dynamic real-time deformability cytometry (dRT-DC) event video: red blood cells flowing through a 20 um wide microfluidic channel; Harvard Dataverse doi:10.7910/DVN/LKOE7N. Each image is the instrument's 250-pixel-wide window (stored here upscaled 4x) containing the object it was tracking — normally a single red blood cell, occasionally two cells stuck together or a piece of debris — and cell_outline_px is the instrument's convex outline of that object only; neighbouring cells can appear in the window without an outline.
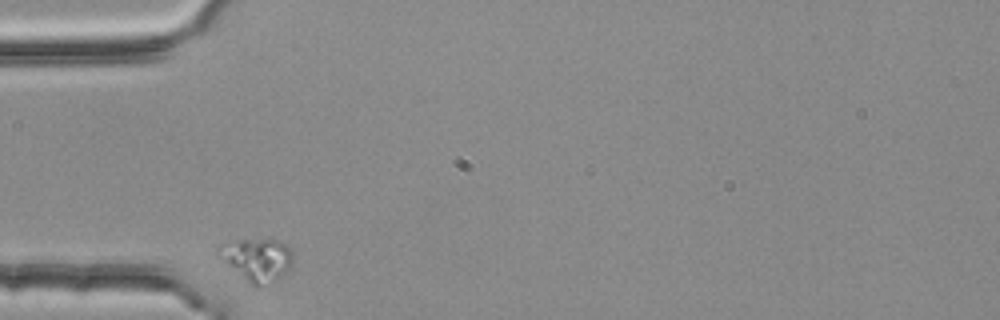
{"species": "common noctule bat (a hibernating species)", "species_latin": "Nyctalus noctula", "temperature_condition": "room temperature", "stored_images_in_passage": 6, "camera_frame_rate_fps": 3000, "um_per_image_px": 0.085, "animal": {"sex": "female", "body_mass_g": 25.1}, "frame": {"image": 1, "passage_image": 1, "time_ms": 0.0, "image_size_px": [1000, 320], "cell_outline_px": [[292, 264], [280, 276], [256, 288], [216, 256], [216, 248], [220, 244], [236, 240], [268, 236], [280, 240], [292, 252]], "centroid_in_image_um": [21.79, 21.98], "position_along_channel_um": 63.2, "area_um2": 18.84}}